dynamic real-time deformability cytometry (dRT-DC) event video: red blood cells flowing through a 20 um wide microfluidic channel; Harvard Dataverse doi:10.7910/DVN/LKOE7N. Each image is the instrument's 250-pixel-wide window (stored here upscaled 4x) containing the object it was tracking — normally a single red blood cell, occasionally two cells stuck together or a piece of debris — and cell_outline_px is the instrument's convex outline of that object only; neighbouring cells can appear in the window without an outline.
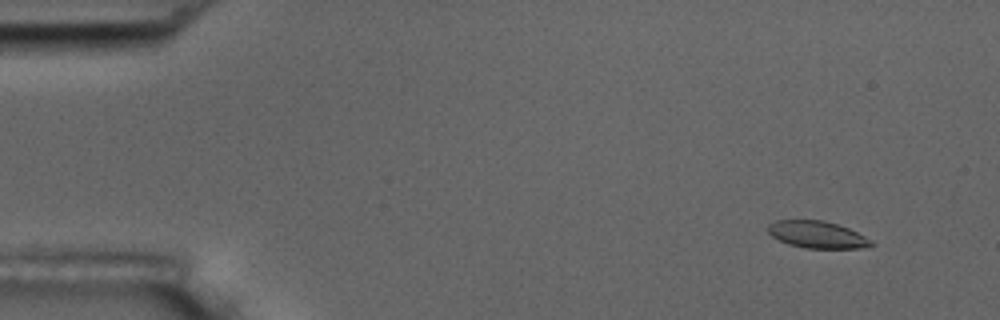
{"species": "common noctule bat (a hibernating species)", "species_latin": "Nyctalus noctula", "temperature_condition": "room temperature", "stored_images_in_passage": 6, "camera_frame_rate_fps": 3000, "um_per_image_px": 0.085, "animal": {"sex": "male", "body_mass_g": 17.5, "forearm_length_mm": 52.3}, "frame": {"image": 1, "passage_image": 2, "time_ms": 0.333, "image_size_px": [1000, 320], "cell_outline_px": [[876, 244], [860, 248], [804, 248], [788, 244], [772, 236], [768, 232], [768, 224], [776, 220], [824, 220], [848, 228], [872, 240]], "centroid_in_image_um": [69.45, 19.94], "position_along_channel_um": 15.5, "area_um2": 16.18}}
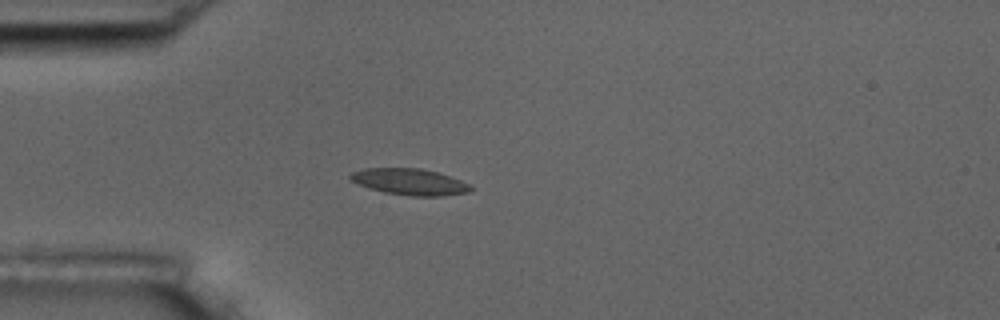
{"frame": {"image": 2, "passage_image": 5, "time_ms": 1.333, "image_size_px": [1000, 320], "cell_outline_px": [[472, 188], [468, 192], [444, 196], [412, 196], [384, 192], [368, 188], [348, 180], [348, 176], [352, 172], [364, 168], [420, 168], [452, 176], [468, 184]], "centroid_in_image_um": [34.78, 15.45], "position_along_channel_um": 50.2, "area_um2": 18.55}}